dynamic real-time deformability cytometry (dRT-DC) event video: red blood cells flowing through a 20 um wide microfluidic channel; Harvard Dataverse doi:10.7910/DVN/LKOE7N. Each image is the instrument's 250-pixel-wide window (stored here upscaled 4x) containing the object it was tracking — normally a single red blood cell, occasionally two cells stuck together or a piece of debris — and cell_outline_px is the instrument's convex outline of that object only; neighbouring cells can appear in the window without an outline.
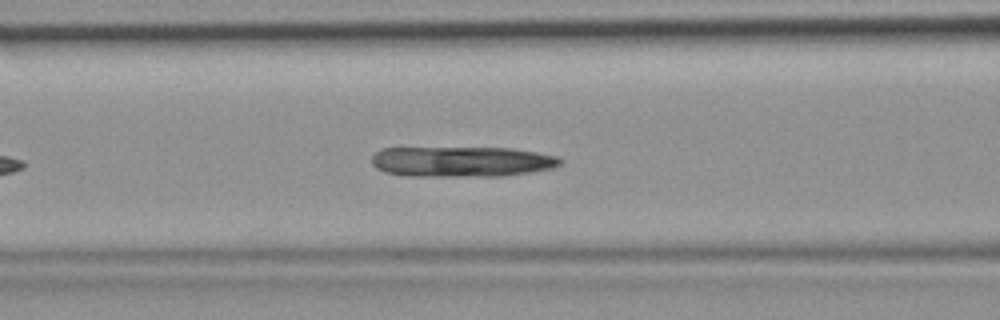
{"species": "common noctule bat (a hibernating species)", "species_latin": "Nyctalus noctula", "temperature_condition": "room temperature", "stored_images_in_passage": 31, "camera_frame_rate_fps": 3000, "um_per_image_px": 0.085, "animal": {"sex": "female", "body_mass_g": 19.9}, "frame": {"image": 1, "passage_image": 10, "time_ms": 3.0, "image_size_px": [1000, 320], "cell_outline_px": [[564, 160], [560, 164], [552, 168], [528, 172], [500, 176], [408, 176], [384, 172], [376, 168], [372, 164], [372, 156], [380, 148], [512, 148], [536, 152], [556, 156]], "centroid_in_image_um": [39.21, 13.74], "position_along_channel_um": 127.4, "area_um2": 33.41}}